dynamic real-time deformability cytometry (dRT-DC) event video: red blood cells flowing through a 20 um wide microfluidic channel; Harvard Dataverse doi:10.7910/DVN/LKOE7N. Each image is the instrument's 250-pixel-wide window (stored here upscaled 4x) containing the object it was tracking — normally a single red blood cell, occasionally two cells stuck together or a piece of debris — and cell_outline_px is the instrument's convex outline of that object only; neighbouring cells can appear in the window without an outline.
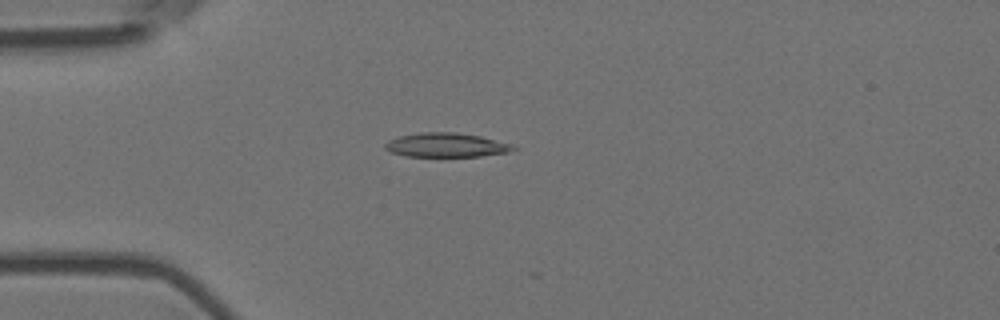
{"species": "Egyptian fruit bat (a non-hibernating species)", "species_latin": "Rousettus aegyptiacus", "temperature_condition": "room temperature", "stored_images_in_passage": 18, "camera_frame_rate_fps": 3000, "um_per_image_px": 0.085, "animal": {"sex": "female"}, "frame": {"image": 1, "passage_image": 15, "time_ms": 4.667, "image_size_px": [1000, 320], "cell_outline_px": [[520, 148], [504, 152], [480, 156], [404, 156], [392, 152], [384, 148], [384, 144], [388, 140], [400, 136], [420, 132], [456, 132], [480, 136], [516, 144]], "centroid_in_image_um": [37.96, 12.32], "position_along_channel_um": 47.0, "area_um2": 18.09}}